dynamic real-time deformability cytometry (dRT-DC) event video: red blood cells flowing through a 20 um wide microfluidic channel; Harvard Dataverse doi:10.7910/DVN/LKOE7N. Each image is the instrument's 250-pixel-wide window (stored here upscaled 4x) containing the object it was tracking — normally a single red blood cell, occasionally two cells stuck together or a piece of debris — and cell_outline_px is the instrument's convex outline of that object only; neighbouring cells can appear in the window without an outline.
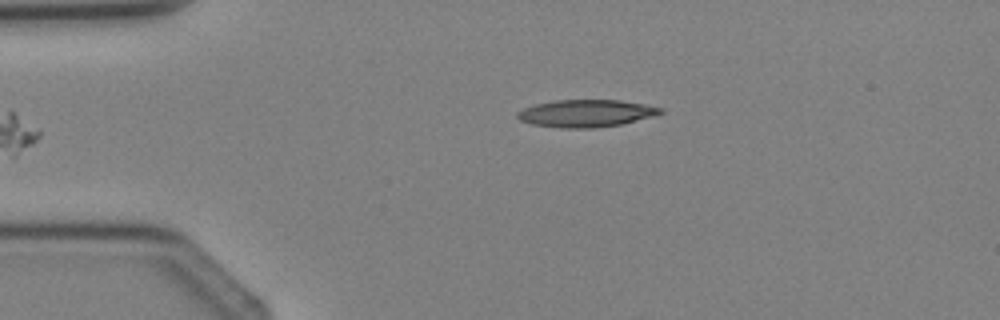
{"species": "Egyptian fruit bat (a non-hibernating species)", "species_latin": "Rousettus aegyptiacus", "temperature_condition": "cold", "stored_images_in_passage": 2, "segment_of_instrument_passage": [2, 2], "camera_frame_rate_fps": 3000, "um_per_image_px": 0.085, "animal": {"sex": "female"}, "frame": {"image": 1, "passage_image": 2, "time_ms": 1.333, "image_size_px": [1000, 320], "cell_outline_px": [[664, 112], [652, 116], [620, 124], [596, 128], [560, 128], [532, 124], [520, 120], [516, 116], [516, 112], [524, 108], [536, 104], [556, 100], [620, 100], [644, 104], [664, 108]], "centroid_in_image_um": [49.8, 9.63], "position_along_channel_um": 35.2, "area_um2": 22.72}}